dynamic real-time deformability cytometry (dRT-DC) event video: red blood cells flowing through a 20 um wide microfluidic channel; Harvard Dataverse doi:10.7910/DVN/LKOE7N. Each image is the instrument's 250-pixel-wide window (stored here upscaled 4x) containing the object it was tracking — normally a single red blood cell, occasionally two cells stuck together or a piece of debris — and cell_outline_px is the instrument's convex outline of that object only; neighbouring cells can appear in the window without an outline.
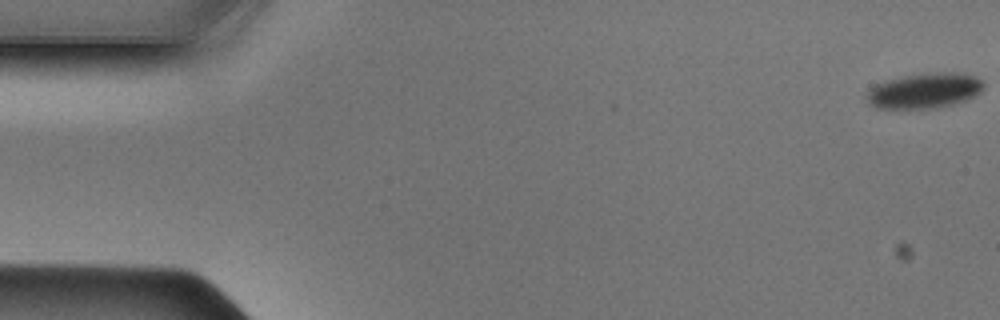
{"species": "Egyptian fruit bat (a non-hibernating species)", "species_latin": "Rousettus aegyptiacus", "temperature_condition": "cold", "stored_images_in_passage": 9, "camera_frame_rate_fps": 3000, "um_per_image_px": 0.085, "animal": {"sex": "male"}, "frame": {"image": 1, "passage_image": 1, "time_ms": 0.0, "image_size_px": [1000, 320], "cell_outline_px": [[984, 88], [980, 92], [968, 100], [936, 108], [876, 108], [868, 104], [868, 92], [876, 84], [888, 80], [904, 76], [944, 72], [956, 72], [976, 76], [984, 84]], "centroid_in_image_um": [78.62, 7.72], "position_along_channel_um": 6.4, "area_um2": 23.76}}